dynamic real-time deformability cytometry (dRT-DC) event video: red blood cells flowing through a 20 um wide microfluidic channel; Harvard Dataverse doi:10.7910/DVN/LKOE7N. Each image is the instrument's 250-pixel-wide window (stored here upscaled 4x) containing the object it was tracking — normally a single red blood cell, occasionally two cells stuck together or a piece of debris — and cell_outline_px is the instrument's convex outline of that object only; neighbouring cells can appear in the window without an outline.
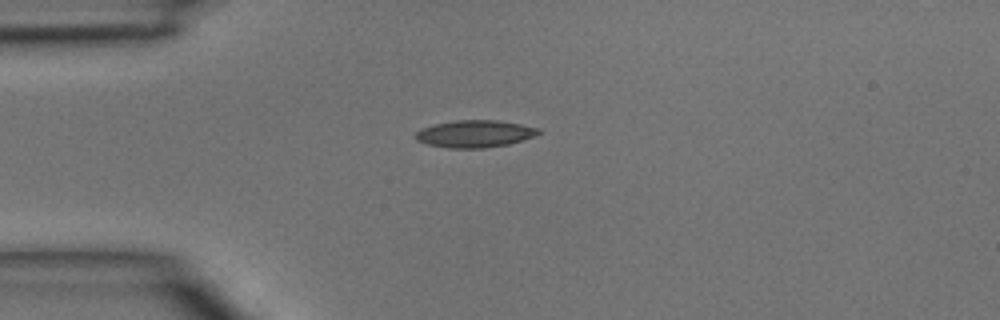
{"species": "common noctule bat (a hibernating species)", "species_latin": "Nyctalus noctula", "temperature_condition": "room temperature", "stored_images_in_passage": 1, "camera_frame_rate_fps": 3000, "um_per_image_px": 0.085, "animal": {"sex": "male", "body_mass_g": 15.6}, "frame": {"image": 1, "passage_image": 1, "time_ms": 0.0, "image_size_px": [1000, 320], "cell_outline_px": [[544, 132], [524, 140], [508, 144], [480, 148], [448, 148], [428, 144], [416, 140], [412, 136], [420, 128], [432, 124], [456, 120], [496, 120], [520, 124], [540, 128]], "centroid_in_image_um": [40.34, 11.36], "position_along_channel_um": 44.7, "area_um2": 19.71}}